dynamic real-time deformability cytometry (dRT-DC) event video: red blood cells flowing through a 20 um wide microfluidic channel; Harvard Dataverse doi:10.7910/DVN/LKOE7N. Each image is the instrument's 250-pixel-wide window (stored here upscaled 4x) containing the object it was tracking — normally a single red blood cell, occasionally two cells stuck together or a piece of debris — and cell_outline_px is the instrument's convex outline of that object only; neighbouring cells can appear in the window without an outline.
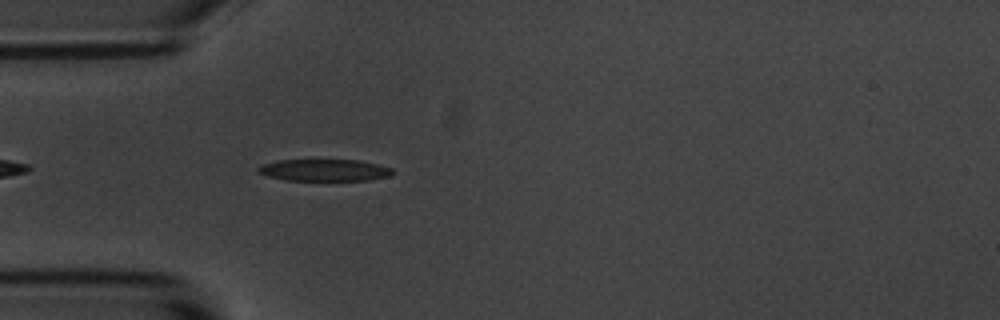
{"species": "common noctule bat (a hibernating species)", "species_latin": "Nyctalus noctula", "temperature_condition": "room temperature", "stored_images_in_passage": 36, "camera_frame_rate_fps": 3000, "um_per_image_px": 0.085, "animal": {"sex": "male", "body_mass_g": 20.1, "forearm_length_mm": 53.5}, "frame": {"image": 1, "passage_image": 4, "time_ms": 1.0, "image_size_px": [1000, 320], "cell_outline_px": [[396, 172], [388, 176], [368, 180], [284, 180], [268, 176], [256, 172], [256, 168], [260, 164], [276, 160], [360, 160], [392, 168]], "centroid_in_image_um": [27.52, 14.45], "position_along_channel_um": 57.5, "area_um2": 17.22}}
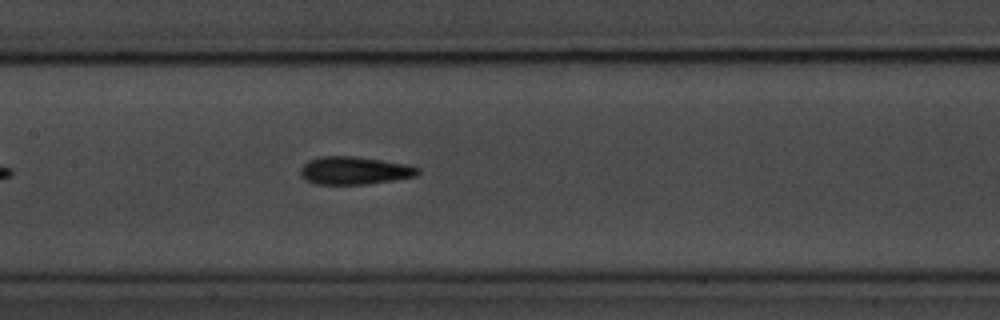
{"frame": {"image": 2, "passage_image": 14, "time_ms": 4.333, "image_size_px": [1000, 320], "cell_outline_px": [[420, 172], [416, 176], [368, 184], [316, 184], [304, 180], [300, 176], [300, 168], [308, 160], [320, 156], [352, 156], [408, 164], [420, 168]], "centroid_in_image_um": [30.1, 14.5], "position_along_channel_um": 177.3, "area_um2": 19.13}}
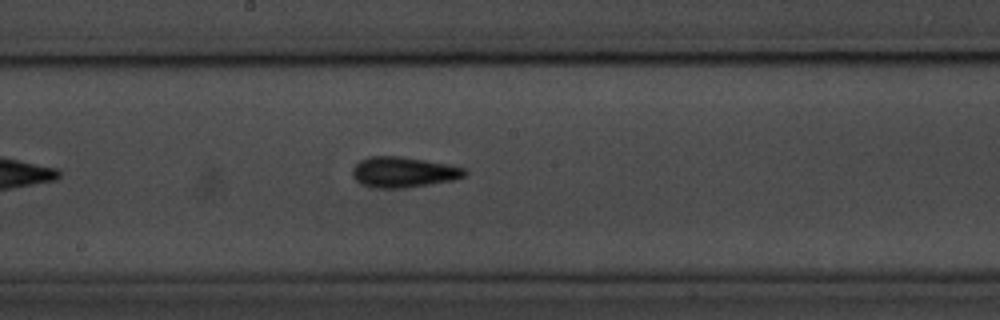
{"frame": {"image": 3, "passage_image": 17, "time_ms": 5.333, "image_size_px": [1000, 320], "cell_outline_px": [[468, 172], [464, 176], [452, 180], [404, 188], [372, 188], [360, 184], [352, 176], [352, 168], [360, 160], [372, 156], [400, 156], [448, 164], [464, 168]], "centroid_in_image_um": [34.25, 14.63], "position_along_channel_um": 214.0, "area_um2": 19.94}, "authors_computed_cell_mechanics": {"area_um2": 18.5827, "velocity_mm_per_s": 3.675, "shape_relaxation_time_tau1_ms": 4.2442, "shape_relaxation_time_tau2_ms": 3.4505, "deformation_change_tau1": 0.1461, "deformation_change_tau2": 0.1238}}